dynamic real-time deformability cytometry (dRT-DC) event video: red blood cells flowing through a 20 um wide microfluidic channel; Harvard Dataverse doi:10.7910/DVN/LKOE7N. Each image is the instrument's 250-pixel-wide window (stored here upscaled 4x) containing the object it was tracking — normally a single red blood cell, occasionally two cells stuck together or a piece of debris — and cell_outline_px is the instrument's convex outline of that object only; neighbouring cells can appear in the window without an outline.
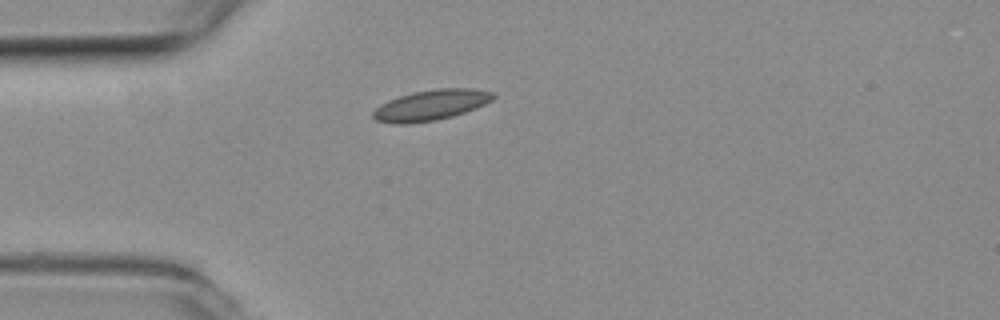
{"species": "common noctule bat (a hibernating species)", "species_latin": "Nyctalus noctula", "temperature_condition": "room temperature", "stored_images_in_passage": 6, "camera_frame_rate_fps": 3000, "um_per_image_px": 0.085, "animal": {"sex": "female", "body_mass_g": 19.3, "forearm_length_mm": 54.1}, "frame": {"image": 1, "passage_image": 6, "time_ms": 1.667, "image_size_px": [1000, 320], "cell_outline_px": [[496, 96], [492, 100], [476, 108], [452, 116], [436, 120], [408, 124], [396, 124], [376, 120], [372, 116], [372, 112], [380, 104], [388, 100], [412, 92], [436, 88], [472, 88], [492, 92]], "centroid_in_image_um": [36.62, 8.93], "position_along_channel_um": 48.4, "area_um2": 21.39}}